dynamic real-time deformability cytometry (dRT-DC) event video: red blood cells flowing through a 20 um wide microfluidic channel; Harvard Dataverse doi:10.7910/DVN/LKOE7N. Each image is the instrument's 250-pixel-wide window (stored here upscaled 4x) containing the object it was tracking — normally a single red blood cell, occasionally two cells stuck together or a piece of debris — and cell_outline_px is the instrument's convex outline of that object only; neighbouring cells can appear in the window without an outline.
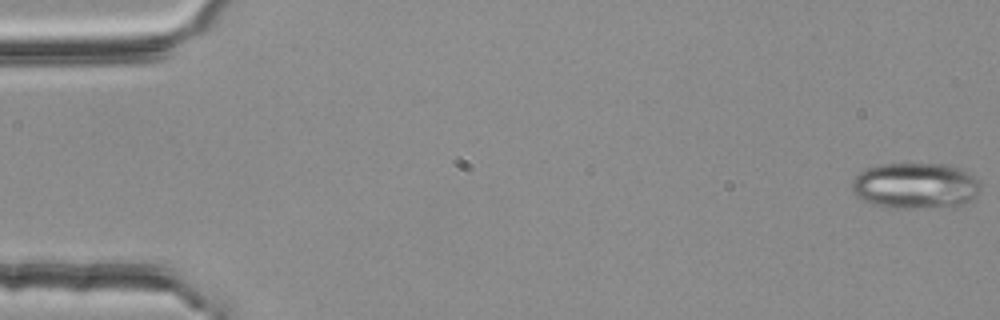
{"species": "common noctule bat (a hibernating species)", "species_latin": "Nyctalus noctula", "temperature_condition": "room temperature", "stored_images_in_passage": 5, "camera_frame_rate_fps": 3000, "um_per_image_px": 0.085, "animal": {"sex": "female", "body_mass_g": 25.1}, "frame": {"image": 1, "passage_image": 1, "time_ms": 0.0, "image_size_px": [1000, 320], "cell_outline_px": [[980, 192], [976, 196], [960, 208], [892, 208], [872, 204], [856, 196], [852, 192], [852, 180], [860, 172], [868, 168], [880, 164], [948, 164], [960, 168], [976, 176], [980, 184]], "centroid_in_image_um": [77.87, 15.81], "position_along_channel_um": 7.1, "area_um2": 35.2}}